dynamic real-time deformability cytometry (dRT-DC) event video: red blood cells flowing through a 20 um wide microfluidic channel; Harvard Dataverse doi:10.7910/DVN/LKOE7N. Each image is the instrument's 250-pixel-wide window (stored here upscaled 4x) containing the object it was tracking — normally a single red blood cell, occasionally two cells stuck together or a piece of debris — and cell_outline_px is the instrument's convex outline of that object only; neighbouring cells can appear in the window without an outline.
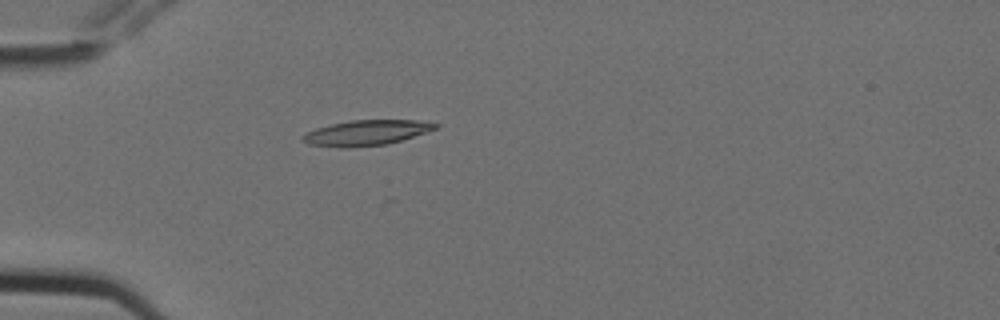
{"species": "Egyptian fruit bat (a non-hibernating species)", "species_latin": "Rousettus aegyptiacus", "temperature_condition": "cold", "stored_images_in_passage": 4, "camera_frame_rate_fps": 3000, "um_per_image_px": 0.085, "animal": {"sex": "female"}, "frame": {"image": 1, "passage_image": 4, "time_ms": 1.0, "image_size_px": [1000, 320], "cell_outline_px": [[440, 128], [400, 140], [384, 144], [352, 148], [340, 148], [308, 144], [300, 140], [300, 136], [316, 128], [332, 124], [352, 120], [416, 120], [440, 124]], "centroid_in_image_um": [31.12, 11.29], "position_along_channel_um": 53.9, "area_um2": 19.59}}